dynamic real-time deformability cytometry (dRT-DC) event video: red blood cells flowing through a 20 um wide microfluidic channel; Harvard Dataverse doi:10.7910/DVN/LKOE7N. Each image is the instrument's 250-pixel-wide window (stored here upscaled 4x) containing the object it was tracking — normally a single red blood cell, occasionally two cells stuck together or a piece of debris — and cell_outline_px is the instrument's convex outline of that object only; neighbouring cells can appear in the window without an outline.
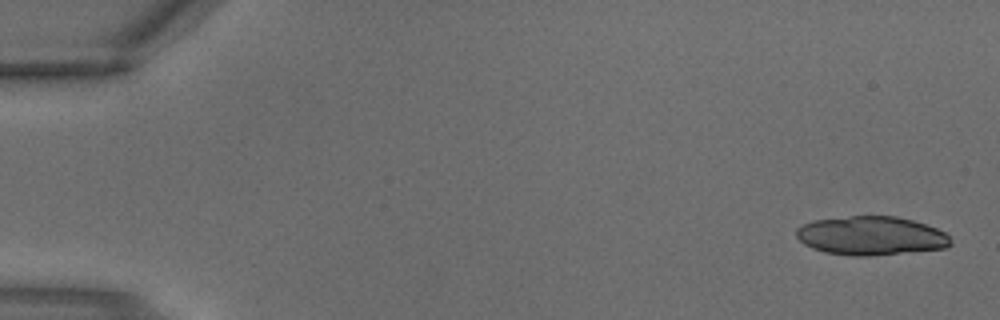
{"species": "common noctule bat (a hibernating species)", "species_latin": "Nyctalus noctula", "temperature_condition": "warm", "stored_images_in_passage": 4, "camera_frame_rate_fps": 3000, "um_per_image_px": 0.085, "animal": {"sex": "male", "body_mass_g": 18.8}, "frame": {"image": 1, "passage_image": 1, "time_ms": 0.0, "image_size_px": [1000, 320], "cell_outline_px": [[952, 244], [948, 248], [868, 256], [852, 256], [824, 252], [812, 248], [804, 244], [796, 236], [796, 228], [812, 220], [852, 216], [896, 216], [912, 220], [936, 228], [944, 232], [952, 240]], "centroid_in_image_um": [74.04, 20.04], "position_along_channel_um": 11.0, "area_um2": 34.97}}